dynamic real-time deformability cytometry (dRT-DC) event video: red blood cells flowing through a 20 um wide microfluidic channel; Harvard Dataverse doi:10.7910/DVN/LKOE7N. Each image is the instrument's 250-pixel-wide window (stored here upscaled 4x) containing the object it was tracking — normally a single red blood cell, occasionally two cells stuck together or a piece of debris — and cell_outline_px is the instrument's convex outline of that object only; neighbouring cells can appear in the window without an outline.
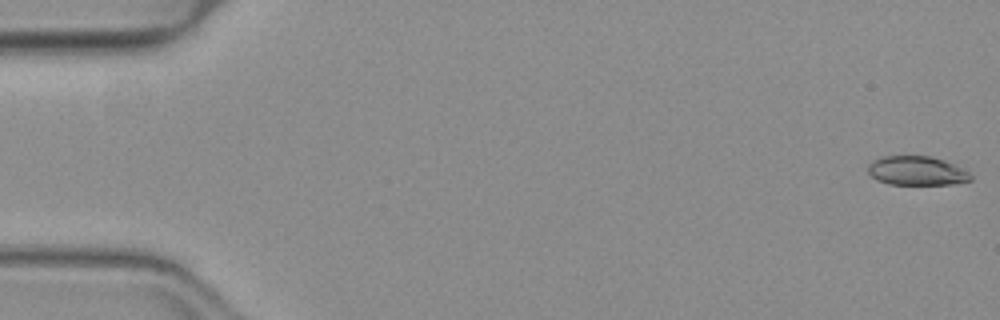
{"species": "common noctule bat (a hibernating species)", "species_latin": "Nyctalus noctula", "temperature_condition": "warm", "stored_images_in_passage": 52, "camera_frame_rate_fps": 3000, "um_per_image_px": 0.085, "animal": {"sex": "female", "body_mass_g": 19.3, "forearm_length_mm": 54.1}, "frame": {"image": 1, "passage_image": 1, "time_ms": 0.0, "image_size_px": [1000, 320], "cell_outline_px": [[972, 180], [952, 184], [888, 184], [876, 180], [868, 172], [868, 164], [872, 160], [880, 156], [932, 156], [944, 160], [968, 172], [972, 176]], "centroid_in_image_um": [77.88, 14.51], "position_along_channel_um": 7.1, "area_um2": 17.4}}
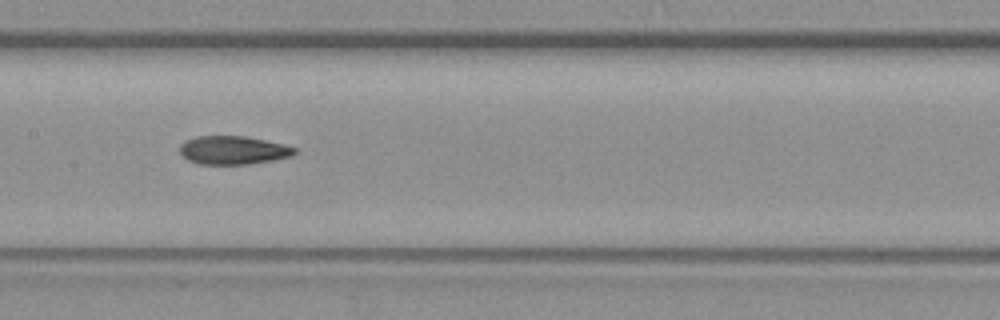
{"frame": {"image": 2, "passage_image": 26, "time_ms": 8.333, "image_size_px": [1000, 320], "cell_outline_px": [[296, 152], [292, 156], [272, 160], [248, 164], [196, 164], [180, 156], [180, 144], [184, 140], [196, 136], [244, 136], [264, 140], [296, 148]], "centroid_in_image_um": [19.74, 12.77], "position_along_channel_um": 187.7, "area_um2": 19.02}}
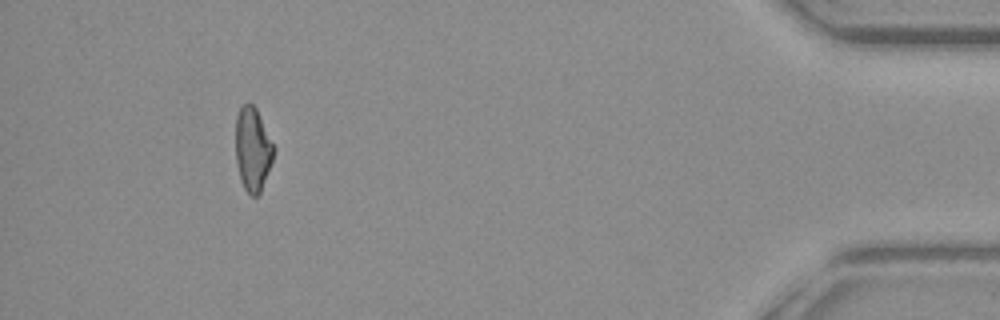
{"frame": {"image": 3, "passage_image": 48, "time_ms": 15.667, "image_size_px": [1000, 320], "cell_outline_px": [[276, 148], [272, 160], [260, 192], [256, 196], [252, 196], [244, 188], [240, 180], [236, 164], [236, 116], [240, 108], [248, 100], [256, 108]], "centroid_in_image_um": [21.47, 12.65], "position_along_channel_um": 413.7, "area_um2": 18.61}, "authors_computed_cell_mechanics": {"area_um2": 19.2763, "velocity_mm_per_s": 4.013, "shape_relaxation_time_tau1_ms": 8.8191, "shape_relaxation_time_tau2_ms": 2.0799, "deformation_change_tau1": 0.2574, "deformation_change_tau2": 0.0966}}